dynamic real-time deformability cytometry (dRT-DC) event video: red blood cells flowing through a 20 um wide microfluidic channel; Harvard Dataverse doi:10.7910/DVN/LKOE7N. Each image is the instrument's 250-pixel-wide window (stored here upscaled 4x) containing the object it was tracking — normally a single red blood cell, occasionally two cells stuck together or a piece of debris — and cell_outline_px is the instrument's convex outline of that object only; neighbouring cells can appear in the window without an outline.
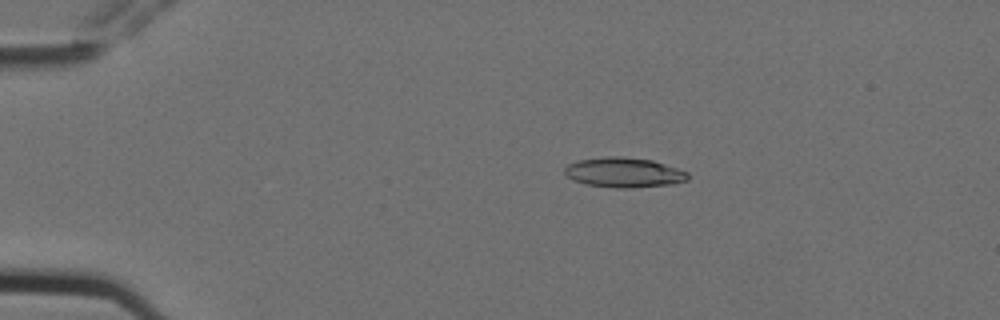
{"species": "Egyptian fruit bat (a non-hibernating species)", "species_latin": "Rousettus aegyptiacus", "temperature_condition": "cold", "stored_images_in_passage": 10, "camera_frame_rate_fps": 3000, "um_per_image_px": 0.085, "animal": {"sex": "female"}, "frame": {"image": 1, "passage_image": 3, "time_ms": 0.667, "image_size_px": [1000, 320], "cell_outline_px": [[688, 180], [672, 184], [632, 188], [616, 188], [584, 184], [572, 180], [564, 172], [564, 168], [568, 164], [576, 160], [608, 156], [620, 156], [652, 160], [688, 172]], "centroid_in_image_um": [53.0, 14.66], "position_along_channel_um": 32.0, "area_um2": 21.56}}
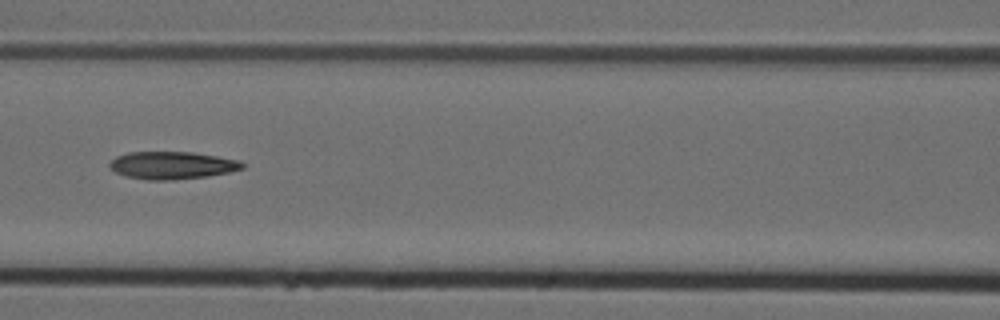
{"frame": {"image": 2, "passage_image": 7, "time_ms": 2.0, "image_size_px": [1000, 320], "cell_outline_px": [[244, 168], [228, 172], [208, 176], [172, 180], [148, 180], [124, 176], [116, 172], [108, 164], [116, 156], [128, 152], [192, 152], [240, 160], [244, 164]], "centroid_in_image_um": [14.62, 14.05], "position_along_channel_um": 152.0, "area_um2": 21.27}}
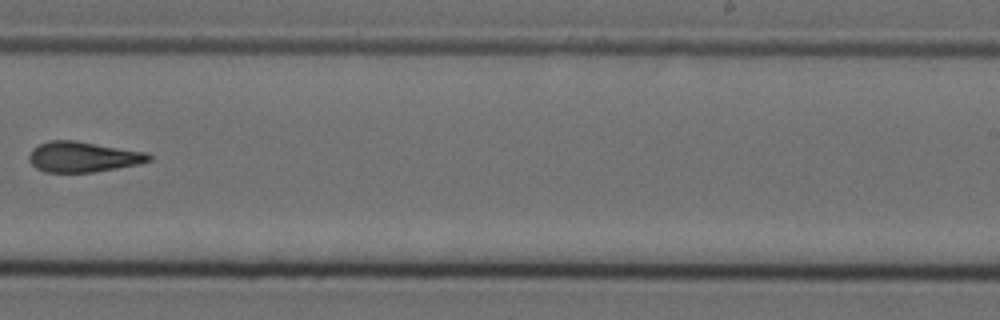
{"frame": {"image": 3, "passage_image": 10, "time_ms": 3.0, "image_size_px": [1000, 320], "cell_outline_px": [[152, 160], [140, 164], [92, 172], [44, 172], [36, 168], [28, 160], [28, 156], [32, 148], [40, 144], [52, 140], [72, 140], [148, 152], [152, 156]], "centroid_in_image_um": [7.06, 13.33], "position_along_channel_um": 281.9, "area_um2": 21.27}}